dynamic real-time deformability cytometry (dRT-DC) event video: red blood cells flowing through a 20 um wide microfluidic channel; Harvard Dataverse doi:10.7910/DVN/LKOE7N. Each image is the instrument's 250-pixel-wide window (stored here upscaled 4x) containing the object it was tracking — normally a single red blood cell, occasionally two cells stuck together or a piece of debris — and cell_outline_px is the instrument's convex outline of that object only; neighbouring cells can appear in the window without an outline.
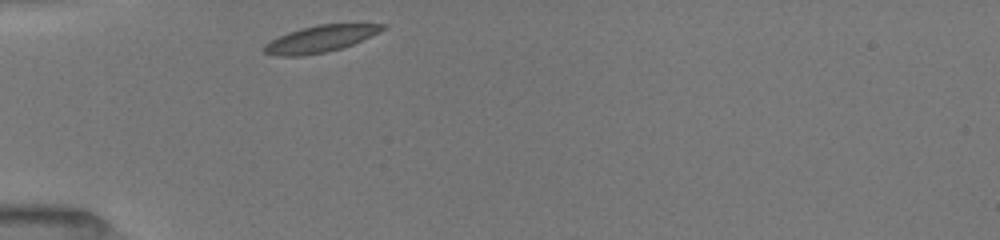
{"species": "common noctule bat (a hibernating species)", "species_latin": "Nyctalus noctula", "temperature_condition": "room temperature", "stored_images_in_passage": 48, "camera_frame_rate_fps": 3000, "um_per_image_px": 0.085, "animal": {"sex": "female", "body_mass_g": 19.5, "forearm_length_mm": 54.1}, "frame": {"image": 1, "passage_image": 1, "time_ms": 0.0, "image_size_px": [1000, 240], "cell_outline_px": [[388, 28], [352, 44], [328, 52], [300, 56], [276, 56], [264, 52], [260, 48], [264, 44], [288, 32], [300, 28], [320, 24], [388, 24]], "centroid_in_image_um": [27.2, 3.31], "position_along_channel_um": 57.8, "area_um2": 18.38}}
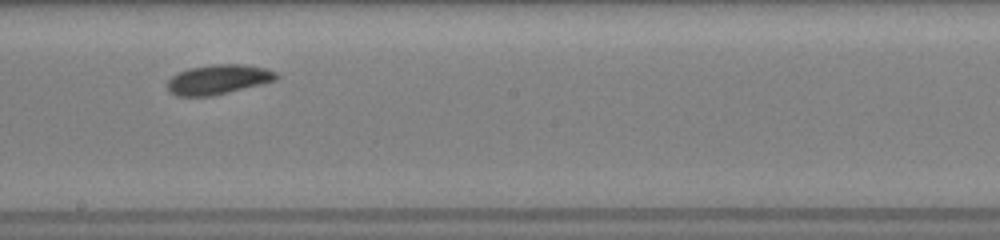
{"frame": {"image": 2, "passage_image": 22, "time_ms": 4.667, "image_size_px": [1000, 240], "cell_outline_px": [[280, 76], [276, 80], [212, 96], [176, 96], [168, 92], [168, 80], [172, 76], [188, 68], [212, 64], [240, 64], [264, 68], [276, 72]], "centroid_in_image_um": [18.53, 6.75], "position_along_channel_um": 229.7, "area_um2": 18.73}}
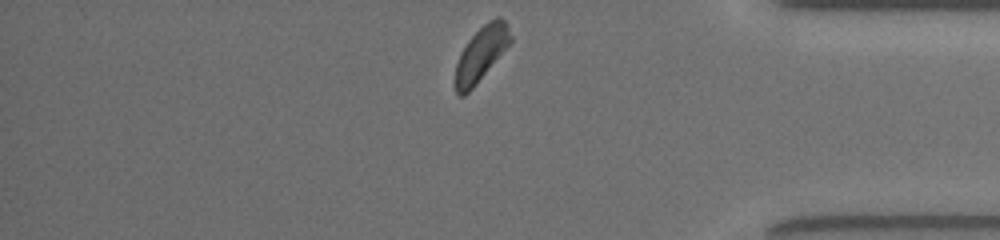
{"frame": {"image": 3, "passage_image": 46, "time_ms": 9.333, "image_size_px": [1000, 240], "cell_outline_px": [[512, 40], [472, 88], [464, 96], [460, 96], [456, 92], [456, 64], [468, 40], [488, 20], [496, 16], [500, 16], [508, 24], [512, 36]], "centroid_in_image_um": [40.92, 4.52], "position_along_channel_um": 394.3, "area_um2": 16.94}}